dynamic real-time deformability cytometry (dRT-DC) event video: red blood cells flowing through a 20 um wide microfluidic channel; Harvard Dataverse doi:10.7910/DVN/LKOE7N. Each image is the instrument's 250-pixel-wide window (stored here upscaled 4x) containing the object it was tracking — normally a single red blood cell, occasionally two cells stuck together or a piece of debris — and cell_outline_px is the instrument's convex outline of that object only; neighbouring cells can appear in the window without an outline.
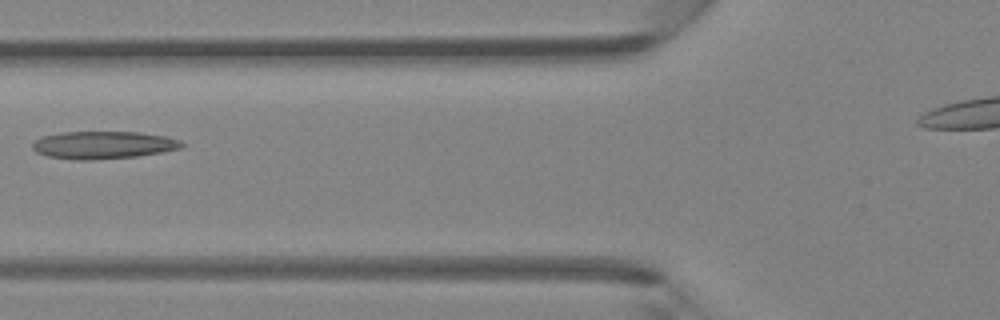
{"species": "Egyptian fruit bat (a non-hibernating species)", "species_latin": "Rousettus aegyptiacus", "temperature_condition": "room temperature", "stored_images_in_passage": 2, "camera_frame_rate_fps": 3000, "um_per_image_px": 0.085, "animal": {"sex": "female"}, "frame": {"image": 1, "passage_image": 2, "time_ms": 1.0, "image_size_px": [1000, 320], "cell_outline_px": [[184, 144], [180, 148], [160, 152], [136, 156], [92, 160], [76, 160], [48, 156], [36, 152], [32, 148], [32, 144], [36, 140], [44, 136], [60, 132], [140, 132], [164, 136], [180, 140]], "centroid_in_image_um": [8.75, 12.32], "position_along_channel_um": 117.0, "area_um2": 23.81}}